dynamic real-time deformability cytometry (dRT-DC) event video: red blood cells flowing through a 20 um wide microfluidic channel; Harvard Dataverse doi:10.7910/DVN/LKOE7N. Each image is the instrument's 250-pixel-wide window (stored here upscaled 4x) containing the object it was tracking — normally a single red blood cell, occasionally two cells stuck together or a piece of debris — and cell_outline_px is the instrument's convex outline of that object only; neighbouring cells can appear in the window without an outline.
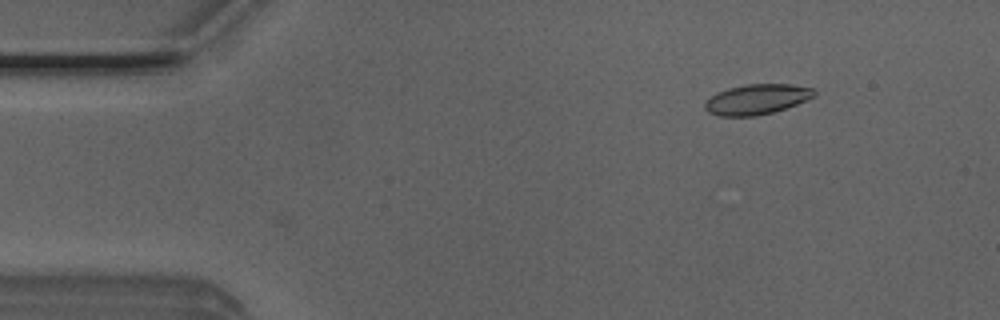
{"species": "Egyptian fruit bat (a non-hibernating species)", "species_latin": "Rousettus aegyptiacus", "temperature_condition": "room temperature", "stored_images_in_passage": 8, "camera_frame_rate_fps": 3000, "um_per_image_px": 0.085, "animal": {"sex": "male"}, "frame": {"image": 1, "passage_image": 8, "time_ms": 2.333, "image_size_px": [1000, 320], "cell_outline_px": [[816, 96], [796, 104], [772, 112], [756, 116], [720, 116], [708, 112], [704, 108], [704, 104], [716, 92], [728, 88], [744, 84], [792, 84], [812, 88], [816, 92]], "centroid_in_image_um": [64.32, 8.43], "position_along_channel_um": 20.7, "area_um2": 19.19}}